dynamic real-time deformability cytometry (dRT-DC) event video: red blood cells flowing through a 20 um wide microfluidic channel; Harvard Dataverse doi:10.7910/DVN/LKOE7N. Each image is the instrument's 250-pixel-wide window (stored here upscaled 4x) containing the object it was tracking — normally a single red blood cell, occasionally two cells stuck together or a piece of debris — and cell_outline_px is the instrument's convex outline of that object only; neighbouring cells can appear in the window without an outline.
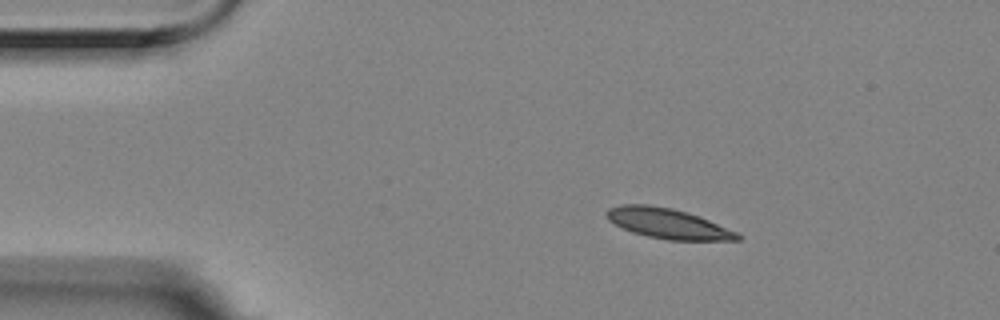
{"species": "Egyptian fruit bat (a non-hibernating species)", "species_latin": "Rousettus aegyptiacus", "temperature_condition": "room temperature", "stored_images_in_passage": 5, "camera_frame_rate_fps": 3000, "um_per_image_px": 0.085, "animal": {"sex": "female"}, "frame": {"image": 1, "passage_image": 2, "time_ms": 0.333, "image_size_px": [1000, 320], "cell_outline_px": [[740, 240], [668, 240], [648, 236], [632, 232], [608, 220], [604, 216], [604, 212], [608, 208], [620, 204], [648, 204], [672, 208], [700, 216], [740, 232]], "centroid_in_image_um": [56.77, 18.98], "position_along_channel_um": 28.2, "area_um2": 23.24}}